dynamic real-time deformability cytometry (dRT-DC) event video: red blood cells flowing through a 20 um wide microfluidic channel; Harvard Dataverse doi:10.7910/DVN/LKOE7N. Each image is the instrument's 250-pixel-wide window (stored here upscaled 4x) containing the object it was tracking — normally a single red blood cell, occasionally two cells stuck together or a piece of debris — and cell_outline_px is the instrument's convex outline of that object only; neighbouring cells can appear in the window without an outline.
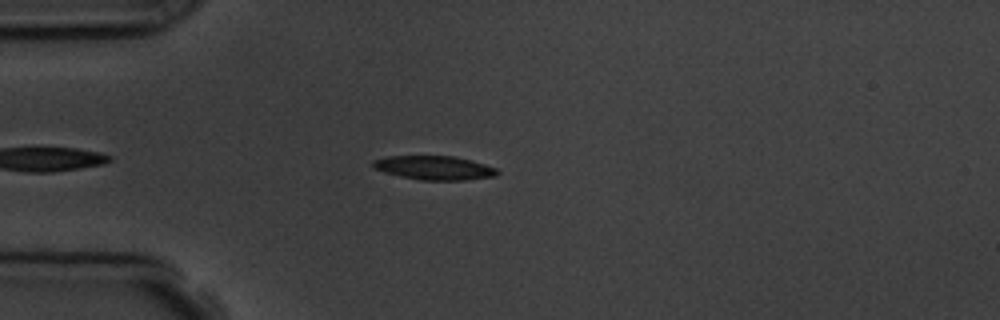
{"species": "common noctule bat (a hibernating species)", "species_latin": "Nyctalus noctula", "temperature_condition": "room temperature", "stored_images_in_passage": 3, "camera_frame_rate_fps": 3000, "um_per_image_px": 0.085, "animal": {"sex": "male", "body_mass_g": 19.5, "forearm_length_mm": 54.6}, "frame": {"image": 1, "passage_image": 3, "time_ms": 2.333, "image_size_px": [1000, 320], "cell_outline_px": [[500, 172], [496, 176], [464, 180], [420, 180], [400, 176], [384, 172], [376, 168], [372, 164], [372, 160], [388, 156], [452, 156], [484, 164], [496, 168]], "centroid_in_image_um": [36.91, 14.27], "position_along_channel_um": 48.1, "area_um2": 17.17}}